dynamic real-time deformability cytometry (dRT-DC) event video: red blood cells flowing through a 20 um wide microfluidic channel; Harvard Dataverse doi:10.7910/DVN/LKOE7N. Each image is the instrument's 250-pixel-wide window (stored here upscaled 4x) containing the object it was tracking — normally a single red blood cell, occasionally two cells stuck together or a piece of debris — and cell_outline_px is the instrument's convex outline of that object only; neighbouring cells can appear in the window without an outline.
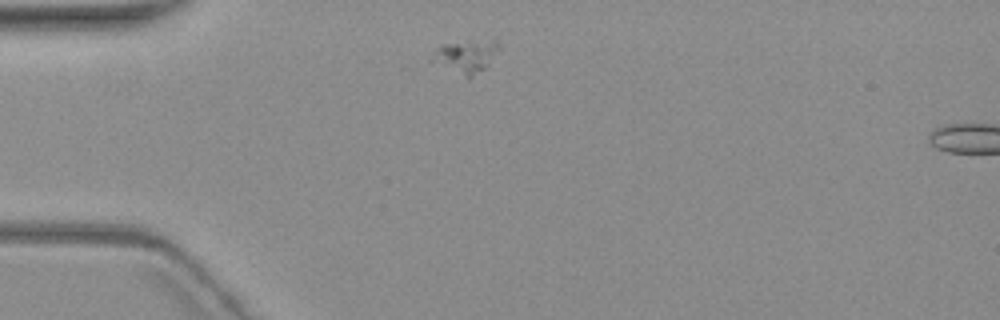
{"species": "common noctule bat (a hibernating species)", "species_latin": "Nyctalus noctula", "temperature_condition": "warm", "stored_images_in_passage": 2, "camera_frame_rate_fps": 3000, "um_per_image_px": 0.085, "animal": {"sex": "female", "body_mass_g": 19.3, "forearm_length_mm": 54.1}, "frame": {"image": 1, "passage_image": 1, "time_ms": 0.0, "image_size_px": [1000, 320], "cell_outline_px": [[500, 48], [488, 64], [484, 68], [472, 76], [464, 76], [428, 60], [436, 48], [440, 44], [468, 40], [496, 40], [500, 44]], "centroid_in_image_um": [39.57, 4.73], "position_along_channel_um": 45.4, "area_um2": 12.83}}